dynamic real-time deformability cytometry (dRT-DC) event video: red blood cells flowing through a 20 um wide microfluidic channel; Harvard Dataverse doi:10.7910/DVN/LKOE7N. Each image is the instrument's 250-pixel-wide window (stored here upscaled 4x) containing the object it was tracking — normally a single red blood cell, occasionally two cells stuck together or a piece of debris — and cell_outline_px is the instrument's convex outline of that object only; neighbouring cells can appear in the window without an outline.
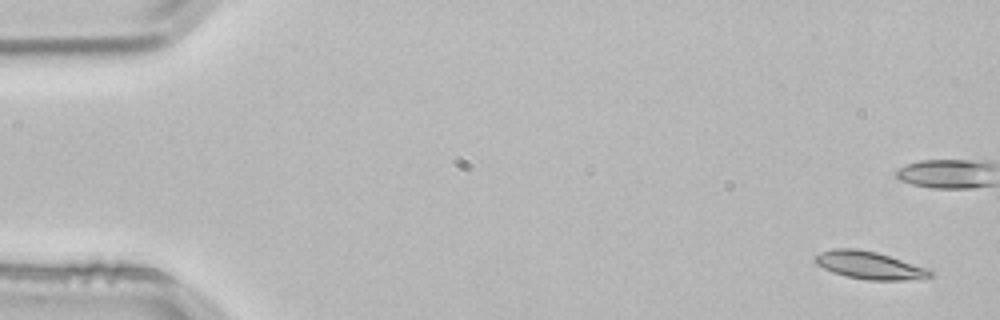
{"species": "common noctule bat (a hibernating species)", "species_latin": "Nyctalus noctula", "temperature_condition": "room temperature", "stored_images_in_passage": 5, "camera_frame_rate_fps": 3000, "um_per_image_px": 0.085, "animal": {"sex": "male", "body_mass_g": 21.5, "forearm_length_mm": 52.0}, "frame": {"image": 1, "passage_image": 1, "time_ms": 0.0, "image_size_px": [1000, 320], "cell_outline_px": [[932, 276], [920, 280], [868, 280], [848, 276], [832, 272], [816, 264], [812, 260], [820, 252], [832, 248], [856, 248], [876, 252], [932, 268]], "centroid_in_image_um": [73.97, 22.55], "position_along_channel_um": 11.0, "area_um2": 18.9}}
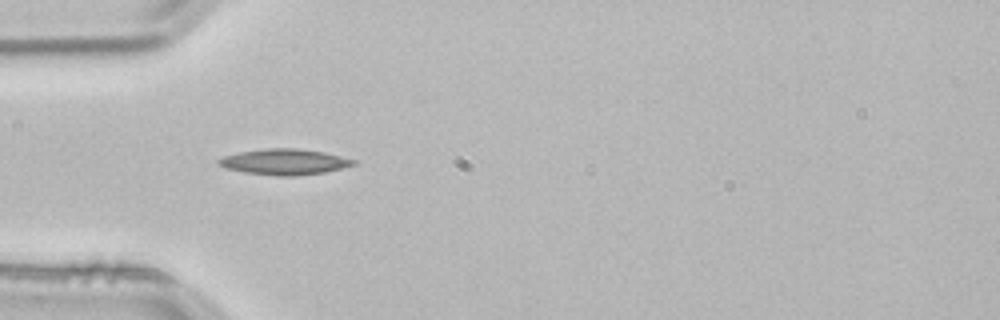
{"frame": {"image": 2, "passage_image": 4, "time_ms": 1.0, "image_size_px": [1000, 320], "cell_outline_px": [[356, 164], [324, 172], [292, 176], [280, 176], [244, 172], [228, 168], [216, 164], [216, 160], [224, 156], [240, 152], [264, 148], [296, 148], [324, 152], [356, 160]], "centroid_in_image_um": [24.15, 13.75], "position_along_channel_um": 60.8, "area_um2": 20.06}}